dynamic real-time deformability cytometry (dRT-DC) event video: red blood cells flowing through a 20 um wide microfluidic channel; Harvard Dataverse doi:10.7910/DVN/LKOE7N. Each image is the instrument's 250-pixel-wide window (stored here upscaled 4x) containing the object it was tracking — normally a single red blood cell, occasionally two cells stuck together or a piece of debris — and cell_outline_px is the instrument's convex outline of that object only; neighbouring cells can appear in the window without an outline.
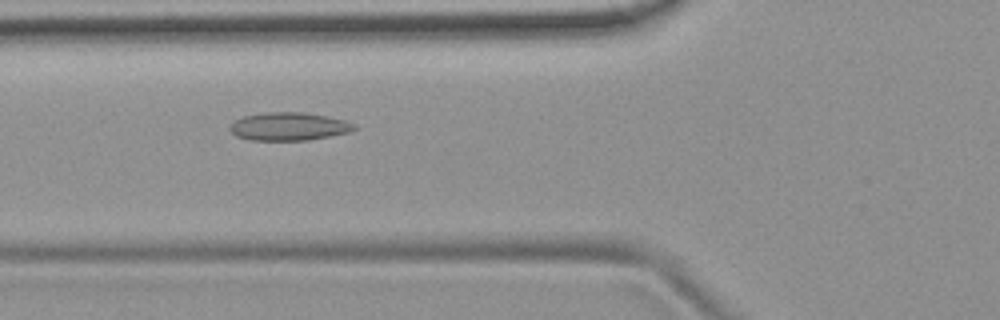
{"species": "common noctule bat (a hibernating species)", "species_latin": "Nyctalus noctula", "temperature_condition": "room temperature", "stored_images_in_passage": 7, "camera_frame_rate_fps": 3000, "um_per_image_px": 0.085, "animal": {"sex": "female", "body_mass_g": 19.9}, "frame": {"image": 1, "passage_image": 6, "time_ms": 1.667, "image_size_px": [1000, 320], "cell_outline_px": [[356, 128], [348, 132], [308, 140], [248, 140], [236, 136], [228, 128], [228, 124], [244, 116], [264, 112], [304, 112], [328, 116], [344, 120], [356, 124]], "centroid_in_image_um": [24.51, 10.74], "position_along_channel_um": 101.3, "area_um2": 20.4}}
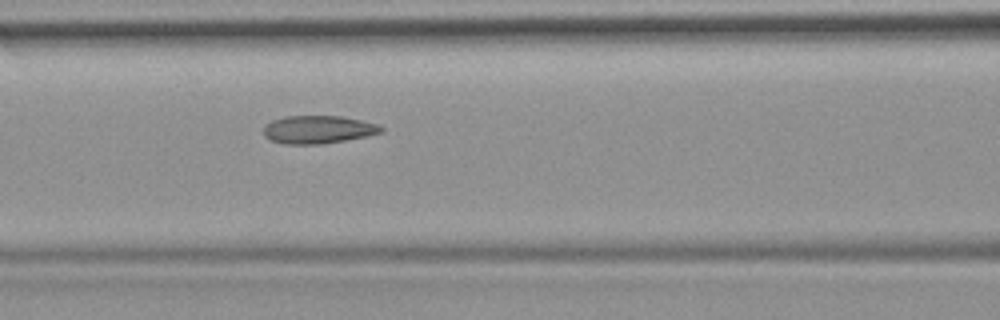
{"frame": {"image": 2, "passage_image": 7, "time_ms": 2.0, "image_size_px": [1000, 320], "cell_outline_px": [[384, 132], [368, 136], [320, 144], [284, 144], [268, 140], [264, 136], [264, 128], [272, 120], [284, 116], [344, 116], [376, 124], [384, 128]], "centroid_in_image_um": [27.04, 11.01], "position_along_channel_um": 139.6, "area_um2": 19.19}}